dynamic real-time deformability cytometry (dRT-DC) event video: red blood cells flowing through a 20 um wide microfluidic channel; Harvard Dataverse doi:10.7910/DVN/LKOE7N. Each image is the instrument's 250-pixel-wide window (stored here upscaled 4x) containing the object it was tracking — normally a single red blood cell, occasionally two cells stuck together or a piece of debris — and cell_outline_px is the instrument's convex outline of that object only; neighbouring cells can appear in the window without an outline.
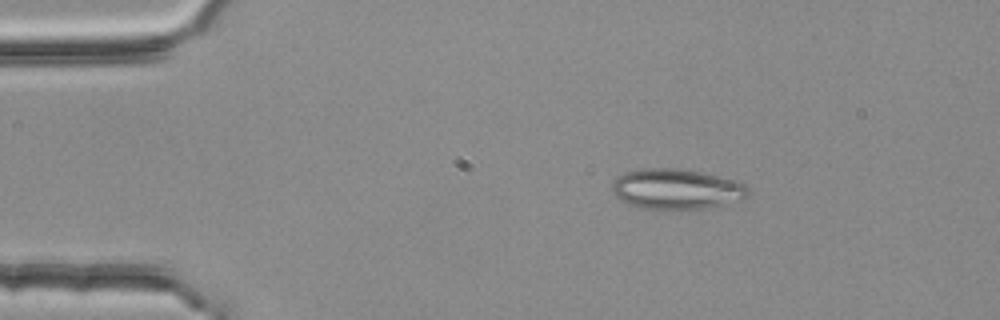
{"species": "common noctule bat (a hibernating species)", "species_latin": "Nyctalus noctula", "temperature_condition": "room temperature", "stored_images_in_passage": 4, "camera_frame_rate_fps": 3000, "um_per_image_px": 0.085, "animal": {"sex": "female", "body_mass_g": 25.1}, "frame": {"image": 1, "passage_image": 4, "time_ms": 1.0, "image_size_px": [1000, 320], "cell_outline_px": [[748, 196], [740, 200], [708, 208], [640, 208], [628, 204], [620, 200], [612, 192], [612, 184], [616, 176], [624, 172], [640, 168], [680, 168], [704, 172], [744, 184], [748, 188]], "centroid_in_image_um": [57.45, 16.05], "position_along_channel_um": 27.6, "area_um2": 31.91}}